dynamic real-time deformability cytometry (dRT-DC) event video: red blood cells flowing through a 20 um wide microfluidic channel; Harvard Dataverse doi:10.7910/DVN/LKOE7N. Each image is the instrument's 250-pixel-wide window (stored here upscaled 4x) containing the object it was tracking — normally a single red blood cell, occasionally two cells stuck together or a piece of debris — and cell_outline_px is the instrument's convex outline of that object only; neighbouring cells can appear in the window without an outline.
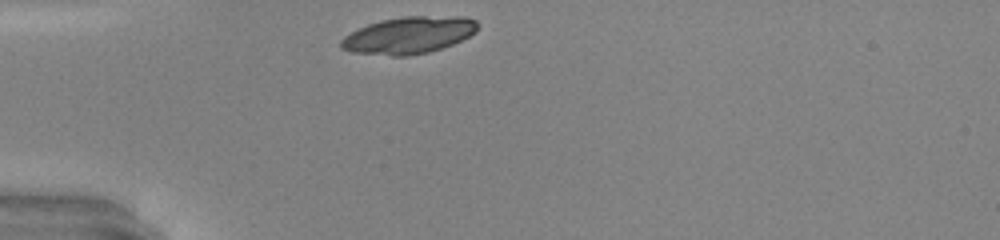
{"species": "common noctule bat (a hibernating species)", "species_latin": "Nyctalus noctula", "temperature_condition": "warm", "stored_images_in_passage": 26, "camera_frame_rate_fps": 3000, "um_per_image_px": 0.085, "animal": {"sex": "male", "body_mass_g": 20.0, "forearm_length_mm": 53.3}, "frame": {"image": 1, "passage_image": 1, "time_ms": 0.0, "image_size_px": [1000, 240], "cell_outline_px": [[476, 32], [452, 44], [428, 52], [408, 56], [392, 56], [352, 52], [340, 48], [340, 40], [344, 36], [368, 24], [380, 20], [404, 16], [460, 16], [476, 20]], "centroid_in_image_um": [34.71, 2.99], "position_along_channel_um": 50.3, "area_um2": 29.25}}